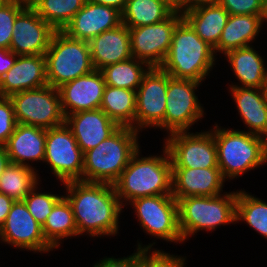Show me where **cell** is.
<instances>
[{"label":"cell","mask_w":267,"mask_h":267,"mask_svg":"<svg viewBox=\"0 0 267 267\" xmlns=\"http://www.w3.org/2000/svg\"><path fill=\"white\" fill-rule=\"evenodd\" d=\"M226 181L220 168H172V196H217L226 192Z\"/></svg>","instance_id":"cell-19"},{"label":"cell","mask_w":267,"mask_h":267,"mask_svg":"<svg viewBox=\"0 0 267 267\" xmlns=\"http://www.w3.org/2000/svg\"><path fill=\"white\" fill-rule=\"evenodd\" d=\"M42 230L46 241L55 250L61 249L64 240L78 237L73 209L64 195L55 203Z\"/></svg>","instance_id":"cell-28"},{"label":"cell","mask_w":267,"mask_h":267,"mask_svg":"<svg viewBox=\"0 0 267 267\" xmlns=\"http://www.w3.org/2000/svg\"><path fill=\"white\" fill-rule=\"evenodd\" d=\"M168 73L160 67H151L136 91L135 130H154L164 121Z\"/></svg>","instance_id":"cell-15"},{"label":"cell","mask_w":267,"mask_h":267,"mask_svg":"<svg viewBox=\"0 0 267 267\" xmlns=\"http://www.w3.org/2000/svg\"><path fill=\"white\" fill-rule=\"evenodd\" d=\"M17 56L10 50L0 49V82L2 76L14 65Z\"/></svg>","instance_id":"cell-41"},{"label":"cell","mask_w":267,"mask_h":267,"mask_svg":"<svg viewBox=\"0 0 267 267\" xmlns=\"http://www.w3.org/2000/svg\"><path fill=\"white\" fill-rule=\"evenodd\" d=\"M42 183V181L38 182L23 200L30 214L41 226L46 222L55 203L63 196L62 192L54 194L53 191H45L44 187L40 186Z\"/></svg>","instance_id":"cell-35"},{"label":"cell","mask_w":267,"mask_h":267,"mask_svg":"<svg viewBox=\"0 0 267 267\" xmlns=\"http://www.w3.org/2000/svg\"><path fill=\"white\" fill-rule=\"evenodd\" d=\"M87 0H33L29 5L56 31H63Z\"/></svg>","instance_id":"cell-34"},{"label":"cell","mask_w":267,"mask_h":267,"mask_svg":"<svg viewBox=\"0 0 267 267\" xmlns=\"http://www.w3.org/2000/svg\"><path fill=\"white\" fill-rule=\"evenodd\" d=\"M141 135L131 127H120L95 148L86 151L82 181L113 185L140 148Z\"/></svg>","instance_id":"cell-4"},{"label":"cell","mask_w":267,"mask_h":267,"mask_svg":"<svg viewBox=\"0 0 267 267\" xmlns=\"http://www.w3.org/2000/svg\"><path fill=\"white\" fill-rule=\"evenodd\" d=\"M154 240V241H153ZM148 244H143L142 241L137 240L136 248L133 253L127 255V257H118L115 256H104L98 261L94 262L92 267H141L142 260V249L155 248L154 246L158 243L153 239ZM156 241V242H155Z\"/></svg>","instance_id":"cell-38"},{"label":"cell","mask_w":267,"mask_h":267,"mask_svg":"<svg viewBox=\"0 0 267 267\" xmlns=\"http://www.w3.org/2000/svg\"><path fill=\"white\" fill-rule=\"evenodd\" d=\"M16 125L12 100L9 97L0 96V145L4 146L8 142Z\"/></svg>","instance_id":"cell-39"},{"label":"cell","mask_w":267,"mask_h":267,"mask_svg":"<svg viewBox=\"0 0 267 267\" xmlns=\"http://www.w3.org/2000/svg\"><path fill=\"white\" fill-rule=\"evenodd\" d=\"M41 178L31 167L9 163L0 177V193L15 201L24 200Z\"/></svg>","instance_id":"cell-32"},{"label":"cell","mask_w":267,"mask_h":267,"mask_svg":"<svg viewBox=\"0 0 267 267\" xmlns=\"http://www.w3.org/2000/svg\"><path fill=\"white\" fill-rule=\"evenodd\" d=\"M121 24V12L116 8L87 0L63 32L71 38L90 42L95 36Z\"/></svg>","instance_id":"cell-18"},{"label":"cell","mask_w":267,"mask_h":267,"mask_svg":"<svg viewBox=\"0 0 267 267\" xmlns=\"http://www.w3.org/2000/svg\"><path fill=\"white\" fill-rule=\"evenodd\" d=\"M46 129L17 123L14 133L4 145L10 163L36 168L45 157ZM37 162V163H35ZM36 165V166H34Z\"/></svg>","instance_id":"cell-22"},{"label":"cell","mask_w":267,"mask_h":267,"mask_svg":"<svg viewBox=\"0 0 267 267\" xmlns=\"http://www.w3.org/2000/svg\"><path fill=\"white\" fill-rule=\"evenodd\" d=\"M262 25H263V30H264V25L267 26V2H265L263 6Z\"/></svg>","instance_id":"cell-47"},{"label":"cell","mask_w":267,"mask_h":267,"mask_svg":"<svg viewBox=\"0 0 267 267\" xmlns=\"http://www.w3.org/2000/svg\"><path fill=\"white\" fill-rule=\"evenodd\" d=\"M168 252L160 248L142 249L141 267H187L186 254L178 256Z\"/></svg>","instance_id":"cell-37"},{"label":"cell","mask_w":267,"mask_h":267,"mask_svg":"<svg viewBox=\"0 0 267 267\" xmlns=\"http://www.w3.org/2000/svg\"><path fill=\"white\" fill-rule=\"evenodd\" d=\"M207 130V131H206ZM200 132H176L162 138L172 168H219L213 127Z\"/></svg>","instance_id":"cell-12"},{"label":"cell","mask_w":267,"mask_h":267,"mask_svg":"<svg viewBox=\"0 0 267 267\" xmlns=\"http://www.w3.org/2000/svg\"><path fill=\"white\" fill-rule=\"evenodd\" d=\"M62 188L73 209L78 238L103 239L120 234V217L125 210L113 185L78 180L66 182Z\"/></svg>","instance_id":"cell-1"},{"label":"cell","mask_w":267,"mask_h":267,"mask_svg":"<svg viewBox=\"0 0 267 267\" xmlns=\"http://www.w3.org/2000/svg\"><path fill=\"white\" fill-rule=\"evenodd\" d=\"M9 0H0V8L7 3Z\"/></svg>","instance_id":"cell-50"},{"label":"cell","mask_w":267,"mask_h":267,"mask_svg":"<svg viewBox=\"0 0 267 267\" xmlns=\"http://www.w3.org/2000/svg\"><path fill=\"white\" fill-rule=\"evenodd\" d=\"M174 11L167 0H127L121 20L128 28H135L161 22Z\"/></svg>","instance_id":"cell-29"},{"label":"cell","mask_w":267,"mask_h":267,"mask_svg":"<svg viewBox=\"0 0 267 267\" xmlns=\"http://www.w3.org/2000/svg\"><path fill=\"white\" fill-rule=\"evenodd\" d=\"M43 164L48 166L47 169L61 186L66 182L82 180L84 153L66 124L46 129Z\"/></svg>","instance_id":"cell-11"},{"label":"cell","mask_w":267,"mask_h":267,"mask_svg":"<svg viewBox=\"0 0 267 267\" xmlns=\"http://www.w3.org/2000/svg\"><path fill=\"white\" fill-rule=\"evenodd\" d=\"M150 68L147 63L131 57L128 60L108 65L100 71L106 85L137 91Z\"/></svg>","instance_id":"cell-33"},{"label":"cell","mask_w":267,"mask_h":267,"mask_svg":"<svg viewBox=\"0 0 267 267\" xmlns=\"http://www.w3.org/2000/svg\"><path fill=\"white\" fill-rule=\"evenodd\" d=\"M202 85V82L196 80L175 79L168 74L165 118L156 128L167 134L164 137L176 132L191 131L195 123L198 125L205 118L204 104L197 94Z\"/></svg>","instance_id":"cell-8"},{"label":"cell","mask_w":267,"mask_h":267,"mask_svg":"<svg viewBox=\"0 0 267 267\" xmlns=\"http://www.w3.org/2000/svg\"><path fill=\"white\" fill-rule=\"evenodd\" d=\"M14 201V199L8 197L3 193H0V228L4 224Z\"/></svg>","instance_id":"cell-42"},{"label":"cell","mask_w":267,"mask_h":267,"mask_svg":"<svg viewBox=\"0 0 267 267\" xmlns=\"http://www.w3.org/2000/svg\"><path fill=\"white\" fill-rule=\"evenodd\" d=\"M228 93L245 125L243 131L257 135L267 126V100L262 88L228 86ZM247 128V129H246Z\"/></svg>","instance_id":"cell-25"},{"label":"cell","mask_w":267,"mask_h":267,"mask_svg":"<svg viewBox=\"0 0 267 267\" xmlns=\"http://www.w3.org/2000/svg\"><path fill=\"white\" fill-rule=\"evenodd\" d=\"M236 200V189L217 196L179 198L178 224L184 244L200 231L212 234L222 226L236 225Z\"/></svg>","instance_id":"cell-5"},{"label":"cell","mask_w":267,"mask_h":267,"mask_svg":"<svg viewBox=\"0 0 267 267\" xmlns=\"http://www.w3.org/2000/svg\"><path fill=\"white\" fill-rule=\"evenodd\" d=\"M48 85L45 55L17 56L14 65L2 76L0 96L10 97L25 90Z\"/></svg>","instance_id":"cell-21"},{"label":"cell","mask_w":267,"mask_h":267,"mask_svg":"<svg viewBox=\"0 0 267 267\" xmlns=\"http://www.w3.org/2000/svg\"><path fill=\"white\" fill-rule=\"evenodd\" d=\"M263 158L267 162V126L257 134Z\"/></svg>","instance_id":"cell-45"},{"label":"cell","mask_w":267,"mask_h":267,"mask_svg":"<svg viewBox=\"0 0 267 267\" xmlns=\"http://www.w3.org/2000/svg\"><path fill=\"white\" fill-rule=\"evenodd\" d=\"M89 1L116 8L120 12L123 11L125 4L127 2V0H89Z\"/></svg>","instance_id":"cell-43"},{"label":"cell","mask_w":267,"mask_h":267,"mask_svg":"<svg viewBox=\"0 0 267 267\" xmlns=\"http://www.w3.org/2000/svg\"><path fill=\"white\" fill-rule=\"evenodd\" d=\"M213 136L217 147L218 167L228 181L267 165L263 158L257 135L220 126L214 122Z\"/></svg>","instance_id":"cell-6"},{"label":"cell","mask_w":267,"mask_h":267,"mask_svg":"<svg viewBox=\"0 0 267 267\" xmlns=\"http://www.w3.org/2000/svg\"><path fill=\"white\" fill-rule=\"evenodd\" d=\"M106 83L100 70L80 76L58 88L64 116L100 109Z\"/></svg>","instance_id":"cell-17"},{"label":"cell","mask_w":267,"mask_h":267,"mask_svg":"<svg viewBox=\"0 0 267 267\" xmlns=\"http://www.w3.org/2000/svg\"><path fill=\"white\" fill-rule=\"evenodd\" d=\"M162 148L161 155L144 156L140 146L113 184L123 208L140 197L172 195V163L167 148Z\"/></svg>","instance_id":"cell-2"},{"label":"cell","mask_w":267,"mask_h":267,"mask_svg":"<svg viewBox=\"0 0 267 267\" xmlns=\"http://www.w3.org/2000/svg\"><path fill=\"white\" fill-rule=\"evenodd\" d=\"M100 109L120 127L135 130L136 91L106 85Z\"/></svg>","instance_id":"cell-30"},{"label":"cell","mask_w":267,"mask_h":267,"mask_svg":"<svg viewBox=\"0 0 267 267\" xmlns=\"http://www.w3.org/2000/svg\"><path fill=\"white\" fill-rule=\"evenodd\" d=\"M18 1H22V2H25L27 4H30L33 0H18Z\"/></svg>","instance_id":"cell-51"},{"label":"cell","mask_w":267,"mask_h":267,"mask_svg":"<svg viewBox=\"0 0 267 267\" xmlns=\"http://www.w3.org/2000/svg\"><path fill=\"white\" fill-rule=\"evenodd\" d=\"M235 223H245L267 240V201L244 188L238 189Z\"/></svg>","instance_id":"cell-31"},{"label":"cell","mask_w":267,"mask_h":267,"mask_svg":"<svg viewBox=\"0 0 267 267\" xmlns=\"http://www.w3.org/2000/svg\"><path fill=\"white\" fill-rule=\"evenodd\" d=\"M169 1L175 8V10L179 11V0H167Z\"/></svg>","instance_id":"cell-49"},{"label":"cell","mask_w":267,"mask_h":267,"mask_svg":"<svg viewBox=\"0 0 267 267\" xmlns=\"http://www.w3.org/2000/svg\"><path fill=\"white\" fill-rule=\"evenodd\" d=\"M182 19V12L175 10L161 22L129 28L132 57L150 67H160L169 52L174 30Z\"/></svg>","instance_id":"cell-14"},{"label":"cell","mask_w":267,"mask_h":267,"mask_svg":"<svg viewBox=\"0 0 267 267\" xmlns=\"http://www.w3.org/2000/svg\"><path fill=\"white\" fill-rule=\"evenodd\" d=\"M182 14L196 34L213 48L218 45L230 16L229 12L216 2L193 6L184 10Z\"/></svg>","instance_id":"cell-27"},{"label":"cell","mask_w":267,"mask_h":267,"mask_svg":"<svg viewBox=\"0 0 267 267\" xmlns=\"http://www.w3.org/2000/svg\"><path fill=\"white\" fill-rule=\"evenodd\" d=\"M10 163L5 146L0 145V177Z\"/></svg>","instance_id":"cell-46"},{"label":"cell","mask_w":267,"mask_h":267,"mask_svg":"<svg viewBox=\"0 0 267 267\" xmlns=\"http://www.w3.org/2000/svg\"><path fill=\"white\" fill-rule=\"evenodd\" d=\"M45 58L48 85L56 89L95 69L89 42L71 38L63 31H55Z\"/></svg>","instance_id":"cell-7"},{"label":"cell","mask_w":267,"mask_h":267,"mask_svg":"<svg viewBox=\"0 0 267 267\" xmlns=\"http://www.w3.org/2000/svg\"><path fill=\"white\" fill-rule=\"evenodd\" d=\"M89 45L92 63L97 70L132 57L129 28L123 23L95 36Z\"/></svg>","instance_id":"cell-24"},{"label":"cell","mask_w":267,"mask_h":267,"mask_svg":"<svg viewBox=\"0 0 267 267\" xmlns=\"http://www.w3.org/2000/svg\"><path fill=\"white\" fill-rule=\"evenodd\" d=\"M78 146L85 153L114 134L120 126L101 109L79 111L65 118Z\"/></svg>","instance_id":"cell-20"},{"label":"cell","mask_w":267,"mask_h":267,"mask_svg":"<svg viewBox=\"0 0 267 267\" xmlns=\"http://www.w3.org/2000/svg\"><path fill=\"white\" fill-rule=\"evenodd\" d=\"M215 2L216 0H179V11L183 12L184 10L199 4H207Z\"/></svg>","instance_id":"cell-44"},{"label":"cell","mask_w":267,"mask_h":267,"mask_svg":"<svg viewBox=\"0 0 267 267\" xmlns=\"http://www.w3.org/2000/svg\"><path fill=\"white\" fill-rule=\"evenodd\" d=\"M16 122L43 129L65 124L59 90L46 85L12 94Z\"/></svg>","instance_id":"cell-10"},{"label":"cell","mask_w":267,"mask_h":267,"mask_svg":"<svg viewBox=\"0 0 267 267\" xmlns=\"http://www.w3.org/2000/svg\"><path fill=\"white\" fill-rule=\"evenodd\" d=\"M230 15H260L263 14L264 3L261 0H216Z\"/></svg>","instance_id":"cell-40"},{"label":"cell","mask_w":267,"mask_h":267,"mask_svg":"<svg viewBox=\"0 0 267 267\" xmlns=\"http://www.w3.org/2000/svg\"><path fill=\"white\" fill-rule=\"evenodd\" d=\"M27 5L22 1L9 0L0 8V49H10L15 18Z\"/></svg>","instance_id":"cell-36"},{"label":"cell","mask_w":267,"mask_h":267,"mask_svg":"<svg viewBox=\"0 0 267 267\" xmlns=\"http://www.w3.org/2000/svg\"><path fill=\"white\" fill-rule=\"evenodd\" d=\"M262 29L260 15H230L218 45L214 48L215 55L222 59L221 56L228 51L252 46L257 43L259 34L263 35Z\"/></svg>","instance_id":"cell-26"},{"label":"cell","mask_w":267,"mask_h":267,"mask_svg":"<svg viewBox=\"0 0 267 267\" xmlns=\"http://www.w3.org/2000/svg\"><path fill=\"white\" fill-rule=\"evenodd\" d=\"M127 205L132 207L139 227L150 239L184 244L178 224L177 200L172 195L140 197Z\"/></svg>","instance_id":"cell-9"},{"label":"cell","mask_w":267,"mask_h":267,"mask_svg":"<svg viewBox=\"0 0 267 267\" xmlns=\"http://www.w3.org/2000/svg\"><path fill=\"white\" fill-rule=\"evenodd\" d=\"M217 59L214 48L183 18L174 30L169 52L160 68L172 78L205 83L216 64L220 65Z\"/></svg>","instance_id":"cell-3"},{"label":"cell","mask_w":267,"mask_h":267,"mask_svg":"<svg viewBox=\"0 0 267 267\" xmlns=\"http://www.w3.org/2000/svg\"><path fill=\"white\" fill-rule=\"evenodd\" d=\"M223 56L224 61L228 62L227 66L232 71V76L238 81H230L231 84L228 83V86L263 87L267 74V61L254 45L228 51Z\"/></svg>","instance_id":"cell-23"},{"label":"cell","mask_w":267,"mask_h":267,"mask_svg":"<svg viewBox=\"0 0 267 267\" xmlns=\"http://www.w3.org/2000/svg\"><path fill=\"white\" fill-rule=\"evenodd\" d=\"M0 244L20 251L46 255L55 249L46 241L42 226L28 211L23 200L14 201L0 228Z\"/></svg>","instance_id":"cell-13"},{"label":"cell","mask_w":267,"mask_h":267,"mask_svg":"<svg viewBox=\"0 0 267 267\" xmlns=\"http://www.w3.org/2000/svg\"><path fill=\"white\" fill-rule=\"evenodd\" d=\"M55 29L28 4L15 18L10 51L16 55H45Z\"/></svg>","instance_id":"cell-16"},{"label":"cell","mask_w":267,"mask_h":267,"mask_svg":"<svg viewBox=\"0 0 267 267\" xmlns=\"http://www.w3.org/2000/svg\"><path fill=\"white\" fill-rule=\"evenodd\" d=\"M262 90H263L264 97L267 100V74H266L265 81L263 83Z\"/></svg>","instance_id":"cell-48"}]
</instances>
